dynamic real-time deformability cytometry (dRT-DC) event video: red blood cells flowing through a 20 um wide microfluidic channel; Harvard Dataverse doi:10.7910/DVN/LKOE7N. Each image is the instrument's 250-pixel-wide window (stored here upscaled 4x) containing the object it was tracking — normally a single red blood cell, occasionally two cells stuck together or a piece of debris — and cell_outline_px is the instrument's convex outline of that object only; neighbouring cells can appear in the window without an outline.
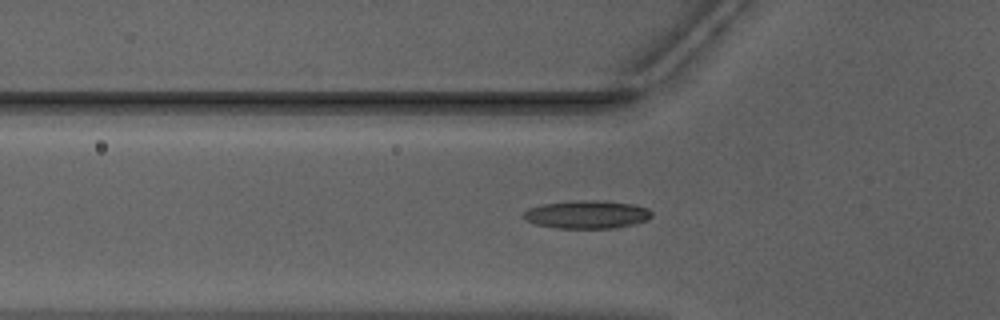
{"species": "Egyptian fruit bat (a non-hibernating species)", "species_latin": "Rousettus aegyptiacus", "temperature_condition": "warm", "stored_images_in_passage": 51, "camera_frame_rate_fps": 3000, "um_per_image_px": 0.085, "animal": {"sex": "male"}, "frame": {"image": 1, "passage_image": 17, "time_ms": 5.333, "image_size_px": [1000, 320], "cell_outline_px": [[652, 216], [636, 224], [620, 228], [556, 228], [536, 224], [520, 216], [528, 208], [544, 204], [576, 200], [596, 200], [632, 204], [648, 208], [652, 212]], "centroid_in_image_um": [49.9, 18.23], "position_along_channel_um": 75.9, "area_um2": 20.98}}
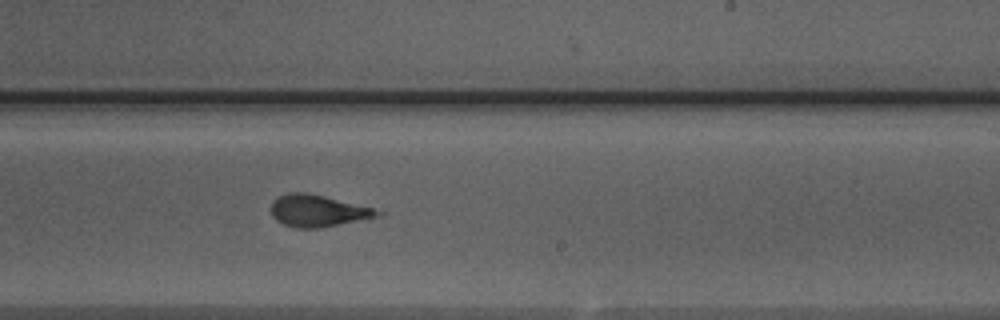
{"frame": {"image": 2, "passage_image": 31, "time_ms": 10.0, "image_size_px": [1000, 320], "cell_outline_px": [[384, 216], [320, 228], [296, 228], [284, 224], [276, 220], [272, 216], [272, 200], [288, 192], [304, 192], [324, 196], [372, 208], [384, 212]], "centroid_in_image_um": [27.04, 17.93], "position_along_channel_um": 262.0, "area_um2": 19.77}}
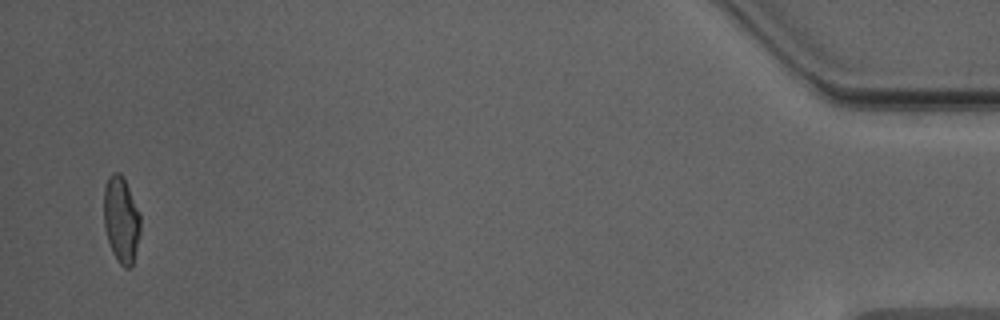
{"frame": {"image": 3, "passage_image": 50, "time_ms": 16.333, "image_size_px": [1000, 320], "cell_outline_px": [[140, 236], [132, 268], [124, 268], [116, 260], [112, 252], [104, 228], [104, 188], [108, 176], [112, 172], [120, 172], [124, 176], [140, 212]], "centroid_in_image_um": [10.31, 18.67], "position_along_channel_um": 424.9, "area_um2": 18.9}}